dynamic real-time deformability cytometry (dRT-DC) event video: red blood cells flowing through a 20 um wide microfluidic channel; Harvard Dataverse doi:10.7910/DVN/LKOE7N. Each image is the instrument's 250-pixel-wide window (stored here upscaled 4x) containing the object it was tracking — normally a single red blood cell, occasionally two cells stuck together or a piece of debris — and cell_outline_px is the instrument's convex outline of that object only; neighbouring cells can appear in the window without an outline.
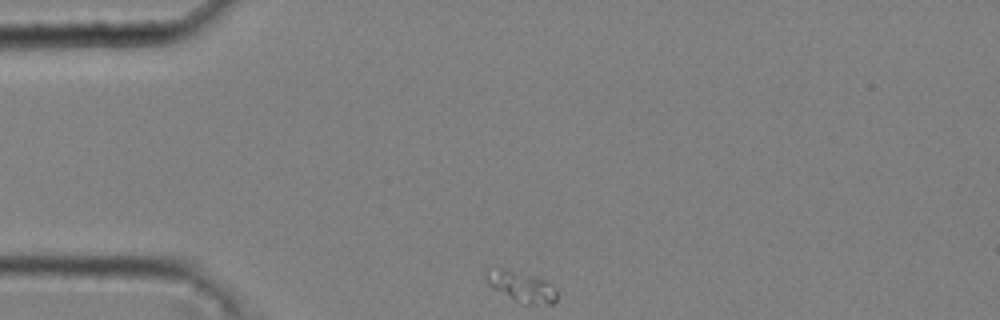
{"species": "common noctule bat (a hibernating species)", "species_latin": "Nyctalus noctula", "temperature_condition": "cold", "stored_images_in_passage": 44, "camera_frame_rate_fps": 3000, "um_per_image_px": 0.085, "animal": {"sex": "male", "body_mass_g": 20.4}, "frame": {"image": 1, "passage_image": 1, "time_ms": 0.0, "image_size_px": [1000, 320], "cell_outline_px": [[556, 300], [552, 304], [520, 304], [492, 288], [488, 284], [484, 276], [484, 268], [508, 268], [548, 280], [552, 284], [556, 292]], "centroid_in_image_um": [44.27, 24.33], "position_along_channel_um": 40.7, "area_um2": 13.12}}
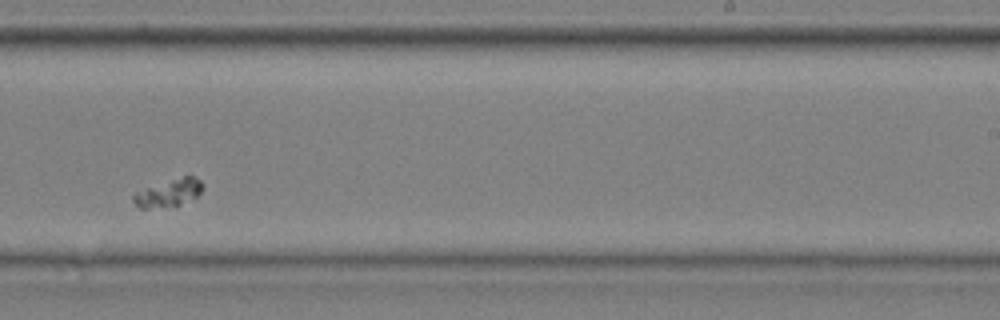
{"frame": {"image": 2, "passage_image": 24, "time_ms": 7.667, "image_size_px": [1000, 320], "cell_outline_px": [[204, 188], [196, 196], [180, 204], [148, 208], [140, 208], [132, 200], [132, 192], [184, 176], [192, 176], [200, 180], [204, 184]], "centroid_in_image_um": [14.31, 16.38], "position_along_channel_um": 274.7, "area_um2": 10.81}}
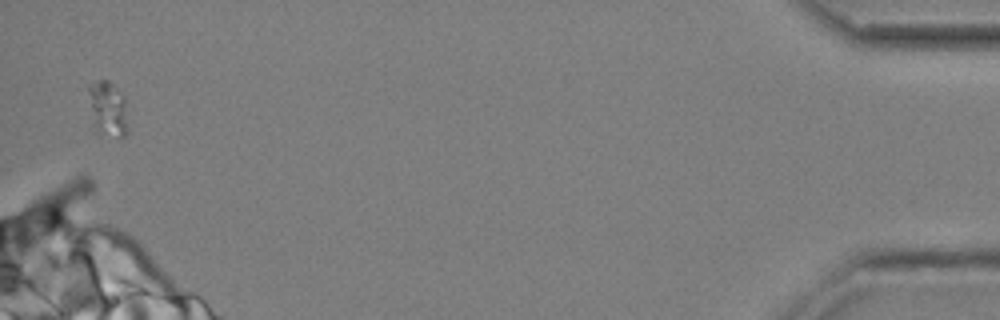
{"frame": {"image": 3, "passage_image": 43, "time_ms": 14.0, "image_size_px": [1000, 320], "cell_outline_px": [[128, 132], [124, 136], [120, 136], [92, 132], [88, 88], [88, 84], [100, 80], [108, 80], [124, 96]], "centroid_in_image_um": [9.12, 9.27], "position_along_channel_um": 426.1, "area_um2": 12.89}}